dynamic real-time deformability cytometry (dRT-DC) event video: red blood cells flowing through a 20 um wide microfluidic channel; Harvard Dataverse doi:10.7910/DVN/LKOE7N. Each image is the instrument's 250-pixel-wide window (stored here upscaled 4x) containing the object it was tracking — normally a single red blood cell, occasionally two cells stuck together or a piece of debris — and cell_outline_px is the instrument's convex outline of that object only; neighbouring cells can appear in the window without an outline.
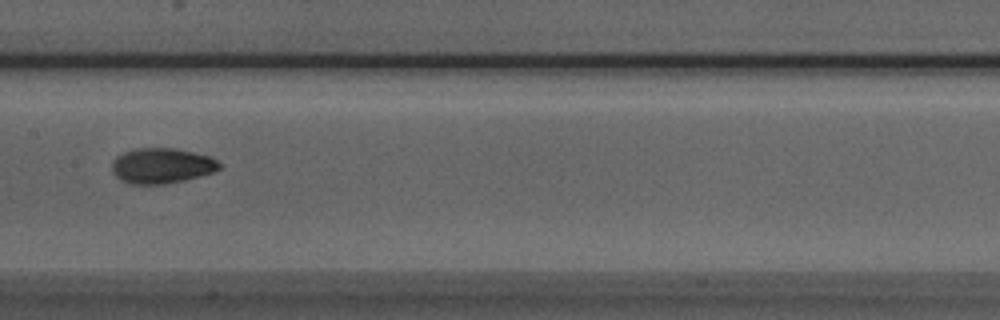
{"species": "Egyptian fruit bat (a non-hibernating species)", "species_latin": "Rousettus aegyptiacus", "temperature_condition": "room temperature", "stored_images_in_passage": 4, "camera_frame_rate_fps": 3000, "um_per_image_px": 0.085, "animal": {"sex": "male"}, "frame": {"image": 1, "passage_image": 4, "time_ms": 1.0, "image_size_px": [1000, 320], "cell_outline_px": [[220, 168], [212, 172], [184, 180], [164, 184], [128, 184], [120, 180], [112, 172], [112, 160], [116, 156], [124, 152], [136, 148], [176, 148], [208, 156], [216, 160], [220, 164]], "centroid_in_image_um": [13.69, 14.09], "position_along_channel_um": 193.7, "area_um2": 22.08}}